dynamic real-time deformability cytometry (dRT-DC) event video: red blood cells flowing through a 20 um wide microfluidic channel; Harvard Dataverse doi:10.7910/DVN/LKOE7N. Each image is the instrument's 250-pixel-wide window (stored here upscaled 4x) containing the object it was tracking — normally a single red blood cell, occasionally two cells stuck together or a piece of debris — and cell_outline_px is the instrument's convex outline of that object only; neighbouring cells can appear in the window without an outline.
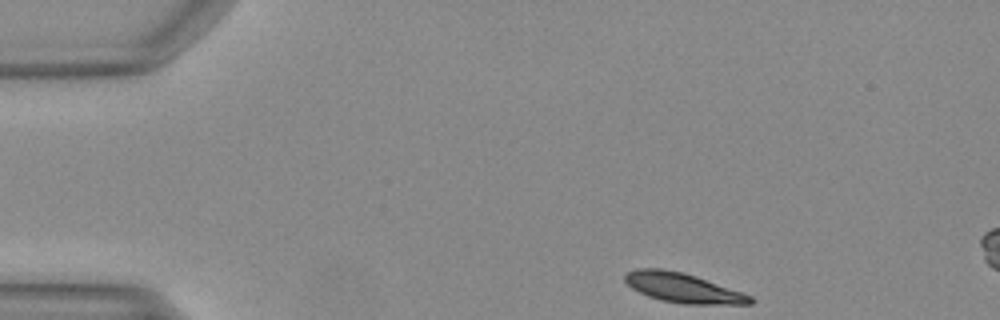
{"species": "Egyptian fruit bat (a non-hibernating species)", "species_latin": "Rousettus aegyptiacus", "temperature_condition": "warm", "stored_images_in_passage": 44, "segment_of_instrument_passage": [1, 2], "camera_frame_rate_fps": 3000, "um_per_image_px": 0.085, "animal": {"sex": "female"}, "frame": {"image": 1, "passage_image": 1, "time_ms": 0.0, "image_size_px": [1000, 320], "cell_outline_px": [[756, 300], [752, 304], [684, 304], [660, 300], [648, 296], [632, 288], [624, 280], [624, 272], [636, 268], [660, 268], [684, 272], [696, 276], [752, 296]], "centroid_in_image_um": [58.02, 24.46], "position_along_channel_um": 27.0, "area_um2": 21.68}}
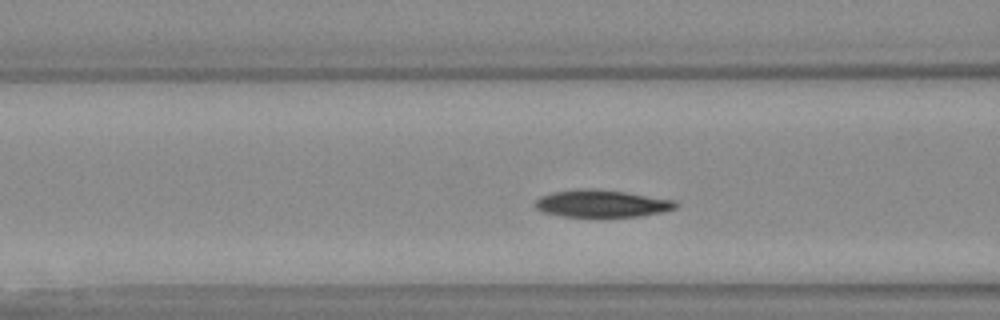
{"frame": {"image": 2, "passage_image": 13, "time_ms": 4.0, "image_size_px": [1000, 320], "cell_outline_px": [[680, 204], [676, 208], [664, 212], [640, 216], [564, 216], [544, 212], [536, 208], [532, 204], [540, 196], [552, 192], [580, 188], [592, 188], [624, 192], [676, 200]], "centroid_in_image_um": [51.16, 17.29], "position_along_channel_um": 115.4, "area_um2": 22.37}}
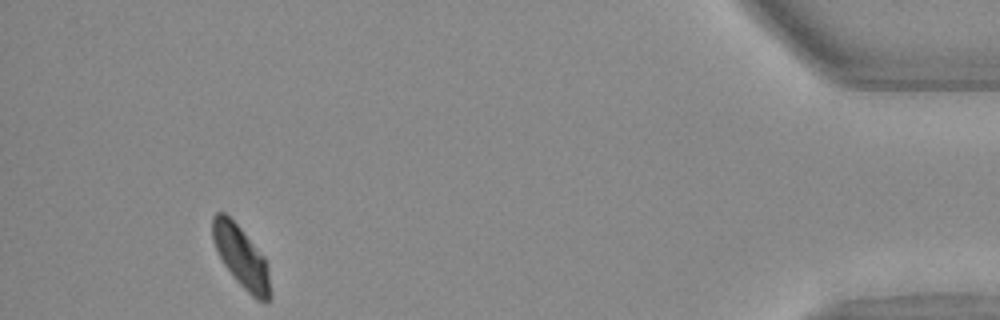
{"frame": {"image": 3, "passage_image": 40, "time_ms": 13.0, "image_size_px": [1000, 320], "cell_outline_px": [[272, 296], [268, 304], [264, 304], [256, 300], [240, 284], [224, 264], [212, 240], [212, 216], [216, 212], [224, 212], [240, 228], [264, 256], [268, 264]], "centroid_in_image_um": [20.55, 21.89], "position_along_channel_um": 414.7, "area_um2": 20.75}}